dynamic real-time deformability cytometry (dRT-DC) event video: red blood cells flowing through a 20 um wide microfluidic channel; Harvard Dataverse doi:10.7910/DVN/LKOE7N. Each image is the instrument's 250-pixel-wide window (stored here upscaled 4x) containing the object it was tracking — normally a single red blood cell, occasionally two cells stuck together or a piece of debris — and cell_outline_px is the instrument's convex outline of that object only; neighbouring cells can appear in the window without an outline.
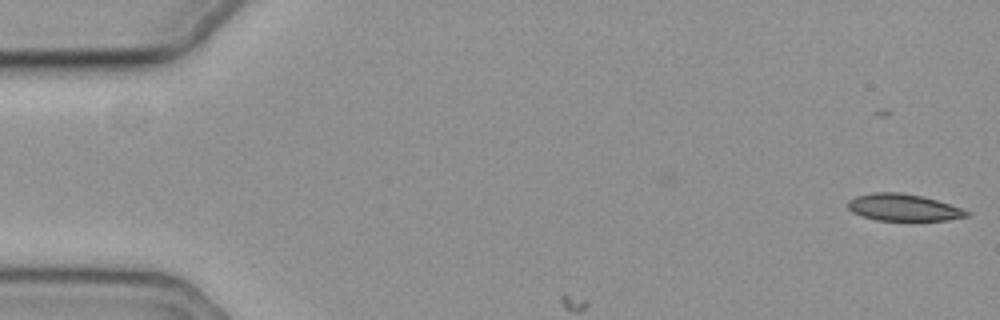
{"species": "common noctule bat (a hibernating species)", "species_latin": "Nyctalus noctula", "temperature_condition": "cold", "stored_images_in_passage": 7, "camera_frame_rate_fps": 3000, "um_per_image_px": 0.085, "animal": {"sex": "female", "body_mass_g": 19.3, "forearm_length_mm": 54.1}, "frame": {"image": 1, "passage_image": 1, "time_ms": 0.0, "image_size_px": [1000, 320], "cell_outline_px": [[972, 212], [968, 216], [948, 220], [876, 220], [860, 216], [852, 212], [848, 208], [848, 200], [856, 196], [872, 192], [900, 192], [924, 196]], "centroid_in_image_um": [76.76, 17.63], "position_along_channel_um": 8.2, "area_um2": 18.67}}